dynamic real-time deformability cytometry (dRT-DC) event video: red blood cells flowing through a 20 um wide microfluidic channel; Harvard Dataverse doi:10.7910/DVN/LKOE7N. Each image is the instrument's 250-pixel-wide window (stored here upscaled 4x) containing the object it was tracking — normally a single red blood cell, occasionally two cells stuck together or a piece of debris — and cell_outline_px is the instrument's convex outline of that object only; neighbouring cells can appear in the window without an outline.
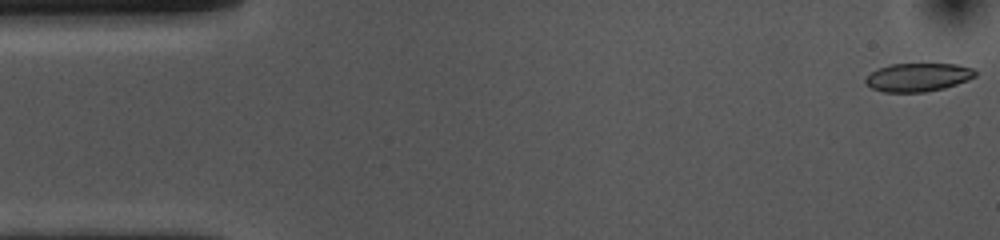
{"species": "common noctule bat (a hibernating species)", "species_latin": "Nyctalus noctula", "temperature_condition": "cold", "stored_images_in_passage": 54, "camera_frame_rate_fps": 3000, "um_per_image_px": 0.085, "animal": {"sex": "female", "body_mass_g": 10.0, "forearm_length_mm": 53.1}, "frame": {"image": 1, "passage_image": 1, "time_ms": 0.0, "image_size_px": [1000, 240], "cell_outline_px": [[976, 76], [968, 80], [944, 88], [924, 92], [884, 92], [872, 88], [864, 84], [864, 80], [872, 72], [888, 64], [956, 64], [972, 68], [976, 72]], "centroid_in_image_um": [78.02, 6.57], "position_along_channel_um": 7.0, "area_um2": 18.09}}
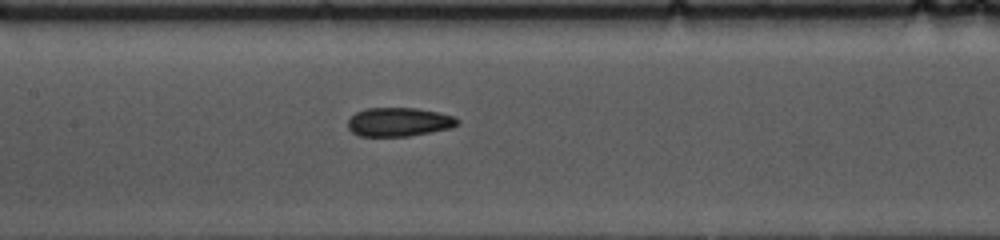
{"frame": {"image": 2, "passage_image": 24, "time_ms": 7.667, "image_size_px": [1000, 240], "cell_outline_px": [[460, 124], [452, 128], [408, 136], [360, 136], [352, 132], [348, 128], [348, 120], [356, 112], [368, 108], [416, 108], [436, 112], [452, 116], [460, 120]], "centroid_in_image_um": [33.92, 10.37], "position_along_channel_um": 173.5, "area_um2": 18.32}}
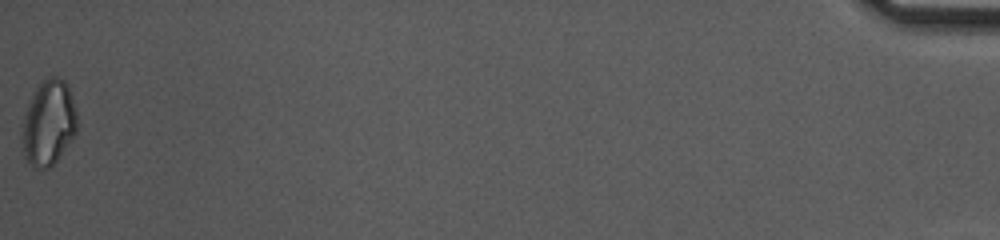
{"frame": {"image": 3, "passage_image": 54, "time_ms": 17.667, "image_size_px": [1000, 240], "cell_outline_px": [[76, 132], [56, 160], [48, 168], [36, 168], [24, 156], [20, 136], [20, 132], [24, 112], [32, 92], [44, 80], [52, 76], [56, 76], [64, 80], [68, 84], [76, 108]], "centroid_in_image_um": [4.09, 10.41], "position_along_channel_um": 431.1, "area_um2": 27.4}, "authors_computed_cell_mechanics": {"area_um2": 18.8717, "velocity_mm_per_s": 3.6361, "shape_relaxation_time_tau1_ms": 7.9967, "shape_relaxation_time_tau2_ms": 5.27, "deformation_change_tau1": 0.1252, "deformation_change_tau2": 0.0966}}